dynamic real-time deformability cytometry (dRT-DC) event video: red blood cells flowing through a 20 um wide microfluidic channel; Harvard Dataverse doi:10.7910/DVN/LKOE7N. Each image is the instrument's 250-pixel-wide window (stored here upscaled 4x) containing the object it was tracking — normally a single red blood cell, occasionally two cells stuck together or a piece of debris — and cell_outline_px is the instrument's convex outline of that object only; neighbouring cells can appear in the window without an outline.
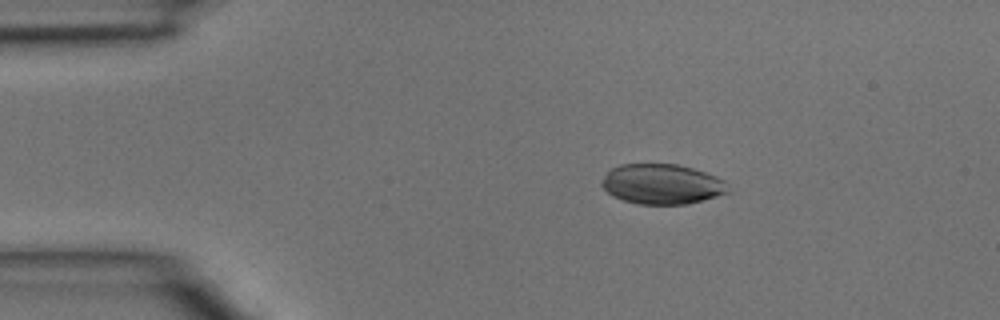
{"species": "common noctule bat (a hibernating species)", "species_latin": "Nyctalus noctula", "temperature_condition": "room temperature", "stored_images_in_passage": 3, "camera_frame_rate_fps": 3000, "um_per_image_px": 0.085, "animal": {"sex": "male", "body_mass_g": 15.6}, "frame": {"image": 1, "passage_image": 2, "time_ms": 0.333, "image_size_px": [1000, 320], "cell_outline_px": [[732, 192], [688, 204], [640, 204], [624, 200], [608, 192], [600, 184], [600, 180], [612, 168], [620, 164], [676, 164], [692, 168], [716, 176], [724, 180]], "centroid_in_image_um": [56.3, 15.65], "position_along_channel_um": 28.7, "area_um2": 29.48}}